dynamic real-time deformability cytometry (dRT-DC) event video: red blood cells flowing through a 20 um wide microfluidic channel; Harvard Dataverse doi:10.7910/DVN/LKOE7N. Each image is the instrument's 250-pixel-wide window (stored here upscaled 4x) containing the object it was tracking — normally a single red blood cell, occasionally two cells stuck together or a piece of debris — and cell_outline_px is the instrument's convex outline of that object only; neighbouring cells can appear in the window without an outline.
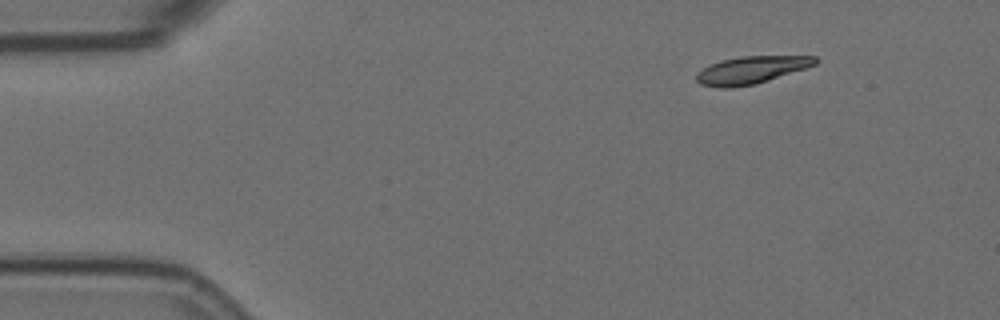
{"species": "Egyptian fruit bat (a non-hibernating species)", "species_latin": "Rousettus aegyptiacus", "temperature_condition": "room temperature", "stored_images_in_passage": 3, "camera_frame_rate_fps": 3000, "um_per_image_px": 0.085, "animal": {"sex": "female"}, "frame": {"image": 1, "passage_image": 1, "time_ms": 0.0, "image_size_px": [1000, 320], "cell_outline_px": [[820, 60], [816, 64], [756, 84], [728, 88], [720, 88], [700, 84], [696, 80], [696, 72], [720, 60], [740, 56], [816, 56]], "centroid_in_image_um": [63.84, 5.94], "position_along_channel_um": 21.2, "area_um2": 18.9}}
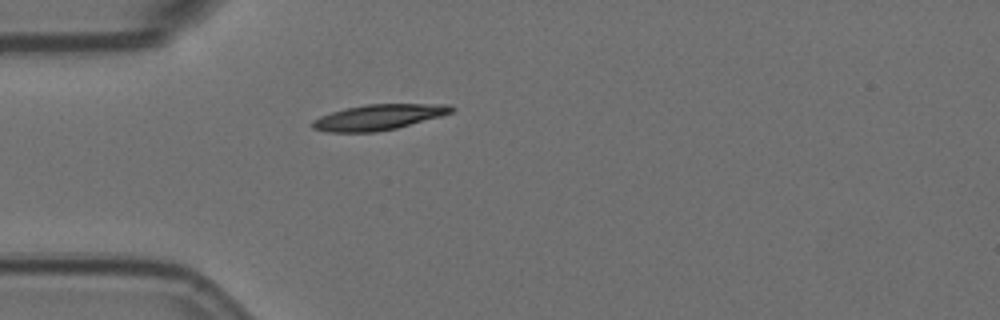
{"frame": {"image": 2, "passage_image": 3, "time_ms": 0.667, "image_size_px": [1000, 320], "cell_outline_px": [[456, 108], [452, 112], [440, 116], [396, 128], [376, 132], [328, 132], [312, 128], [312, 120], [320, 116], [332, 112], [348, 108], [368, 104], [448, 104]], "centroid_in_image_um": [32.17, 9.96], "position_along_channel_um": 52.8, "area_um2": 20.46}}